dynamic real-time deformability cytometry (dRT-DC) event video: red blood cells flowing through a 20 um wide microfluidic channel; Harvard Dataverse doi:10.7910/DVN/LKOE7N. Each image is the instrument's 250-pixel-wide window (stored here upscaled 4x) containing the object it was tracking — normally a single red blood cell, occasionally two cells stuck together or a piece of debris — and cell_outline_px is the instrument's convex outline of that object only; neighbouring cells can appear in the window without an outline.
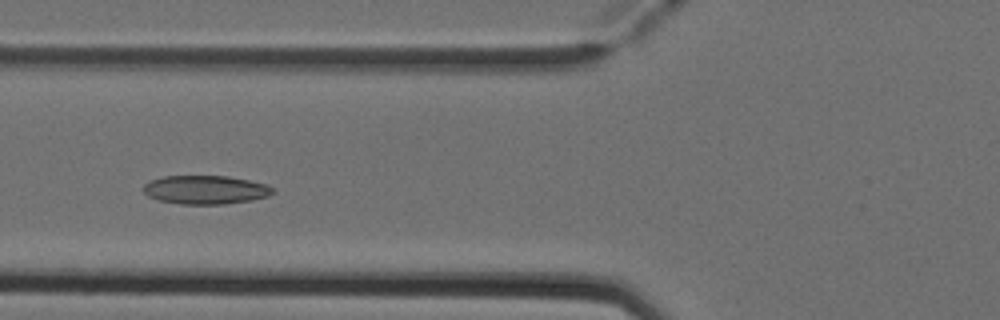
{"species": "Egyptian fruit bat (a non-hibernating species)", "species_latin": "Rousettus aegyptiacus", "temperature_condition": "cold", "stored_images_in_passage": 7, "camera_frame_rate_fps": 3000, "um_per_image_px": 0.085, "animal": {"sex": "female"}, "frame": {"image": 1, "passage_image": 4, "time_ms": 1.0, "image_size_px": [1000, 320], "cell_outline_px": [[276, 192], [268, 196], [252, 200], [224, 204], [180, 204], [156, 200], [148, 196], [144, 192], [144, 184], [152, 180], [164, 176], [228, 176], [248, 180], [264, 184], [272, 188]], "centroid_in_image_um": [17.46, 16.14], "position_along_channel_um": 108.3, "area_um2": 21.56}}
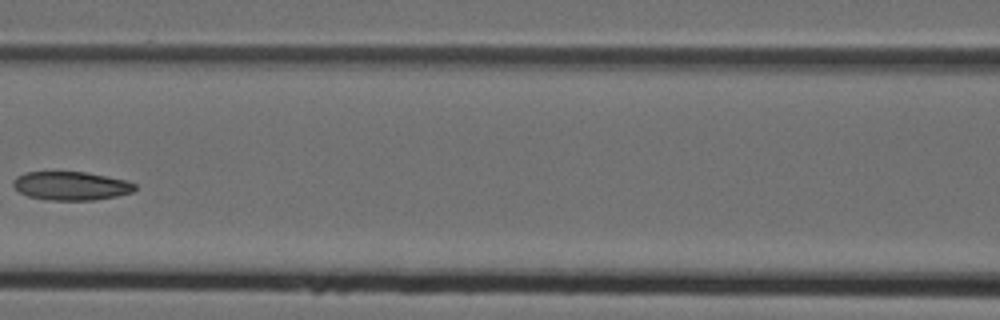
{"frame": {"image": 2, "passage_image": 5, "time_ms": 1.333, "image_size_px": [1000, 320], "cell_outline_px": [[136, 188], [132, 192], [116, 196], [96, 200], [48, 200], [28, 196], [20, 192], [12, 184], [12, 180], [16, 176], [24, 172], [88, 172], [124, 180], [136, 184]], "centroid_in_image_um": [6.02, 15.79], "position_along_channel_um": 160.6, "area_um2": 20.29}}
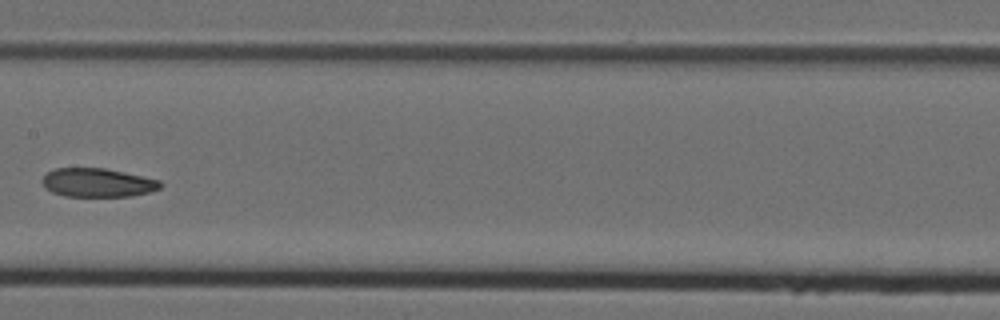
{"frame": {"image": 3, "passage_image": 6, "time_ms": 1.667, "image_size_px": [1000, 320], "cell_outline_px": [[164, 184], [160, 188], [148, 192], [132, 196], [64, 196], [52, 192], [44, 188], [40, 180], [48, 172], [56, 168], [104, 168], [124, 172], [160, 180]], "centroid_in_image_um": [8.28, 15.52], "position_along_channel_um": 199.1, "area_um2": 19.83}}